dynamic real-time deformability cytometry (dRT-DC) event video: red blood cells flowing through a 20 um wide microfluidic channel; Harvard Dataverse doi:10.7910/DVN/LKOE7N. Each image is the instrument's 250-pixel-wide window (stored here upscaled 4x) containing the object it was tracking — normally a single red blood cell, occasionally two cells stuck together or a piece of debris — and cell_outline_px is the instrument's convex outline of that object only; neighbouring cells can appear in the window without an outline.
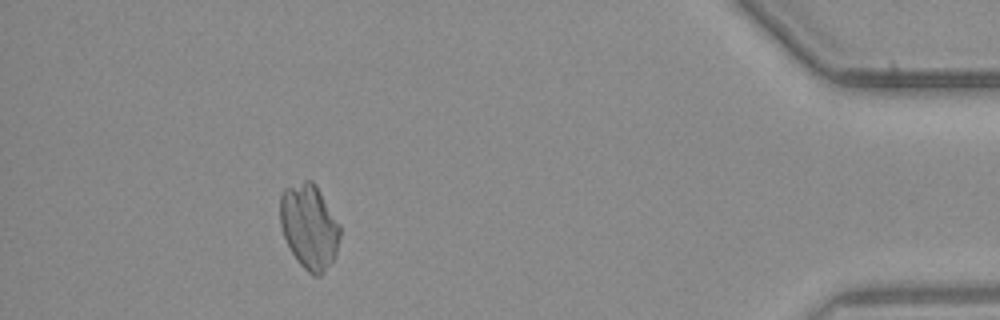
{"species": "common noctule bat (a hibernating species)", "species_latin": "Nyctalus noctula", "temperature_condition": "warm", "stored_images_in_passage": 29, "camera_frame_rate_fps": 3000, "um_per_image_px": 0.085, "animal": {"sex": "male", "body_mass_g": 23.1, "forearm_length_mm": 52.7}, "frame": {"image": 1, "passage_image": 25, "time_ms": 8.0, "image_size_px": [1000, 320], "cell_outline_px": [[340, 236], [336, 256], [332, 264], [320, 276], [312, 276], [296, 260], [284, 236], [280, 224], [280, 196], [284, 188], [304, 180], [312, 180], [316, 184], [340, 224]], "centroid_in_image_um": [26.3, 19.26], "position_along_channel_um": 408.9, "area_um2": 29.94}}